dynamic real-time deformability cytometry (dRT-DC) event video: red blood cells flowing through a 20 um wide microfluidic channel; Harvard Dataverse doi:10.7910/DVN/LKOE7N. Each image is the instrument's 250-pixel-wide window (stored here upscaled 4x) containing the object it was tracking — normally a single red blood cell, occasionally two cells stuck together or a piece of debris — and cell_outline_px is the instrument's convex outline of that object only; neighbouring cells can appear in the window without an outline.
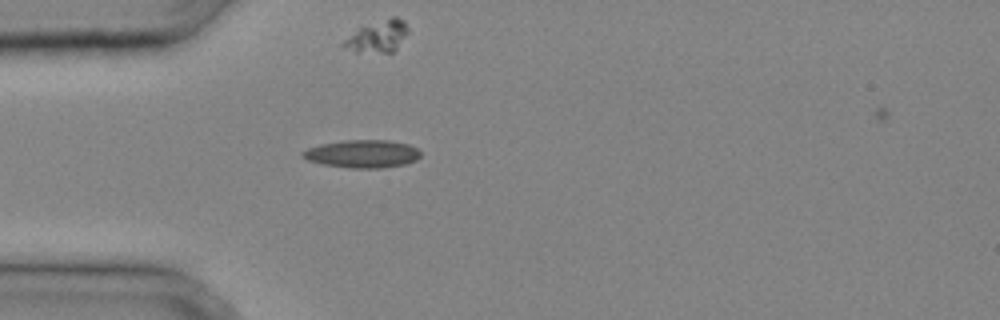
{"species": "common noctule bat (a hibernating species)", "species_latin": "Nyctalus noctula", "temperature_condition": "cold", "stored_images_in_passage": 25, "camera_frame_rate_fps": 3000, "um_per_image_px": 0.085, "animal": {"sex": "male", "body_mass_g": 20.4}, "frame": {"image": 1, "passage_image": 1, "time_ms": 0.0, "image_size_px": [1000, 320], "cell_outline_px": [[420, 156], [416, 160], [404, 164], [384, 168], [348, 168], [320, 164], [308, 160], [300, 152], [308, 148], [320, 144], [344, 140], [388, 140], [408, 144], [416, 148], [420, 152]], "centroid_in_image_um": [30.79, 13.08], "position_along_channel_um": 54.2, "area_um2": 19.19}}
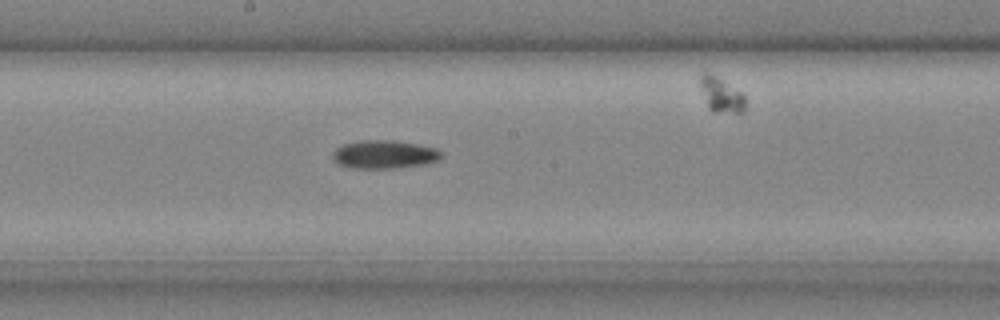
{"frame": {"image": 2, "passage_image": 10, "time_ms": 3.0, "image_size_px": [1000, 320], "cell_outline_px": [[444, 156], [428, 164], [396, 168], [348, 168], [332, 160], [332, 152], [336, 148], [344, 144], [360, 140], [396, 140], [420, 144], [436, 148]], "centroid_in_image_um": [32.67, 13.12], "position_along_channel_um": 215.5, "area_um2": 18.21}}
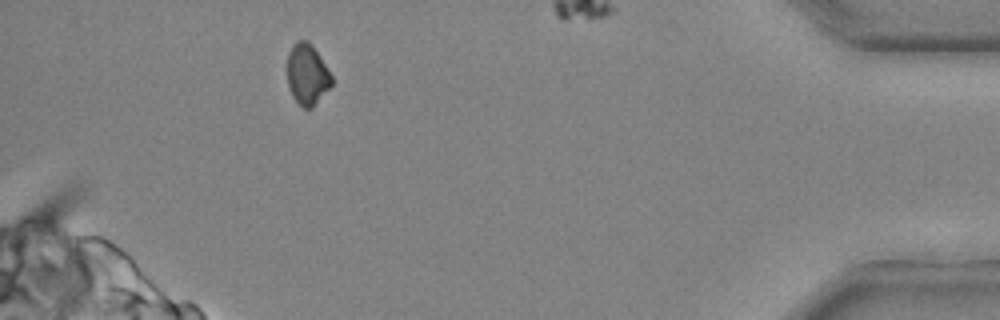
{"frame": {"image": 3, "passage_image": 23, "time_ms": 7.333, "image_size_px": [1000, 320], "cell_outline_px": [[332, 84], [312, 108], [304, 108], [292, 96], [288, 84], [288, 52], [292, 44], [296, 40], [308, 40], [312, 44], [320, 56], [332, 76]], "centroid_in_image_um": [26.11, 6.29], "position_along_channel_um": 409.1, "area_um2": 15.66}}